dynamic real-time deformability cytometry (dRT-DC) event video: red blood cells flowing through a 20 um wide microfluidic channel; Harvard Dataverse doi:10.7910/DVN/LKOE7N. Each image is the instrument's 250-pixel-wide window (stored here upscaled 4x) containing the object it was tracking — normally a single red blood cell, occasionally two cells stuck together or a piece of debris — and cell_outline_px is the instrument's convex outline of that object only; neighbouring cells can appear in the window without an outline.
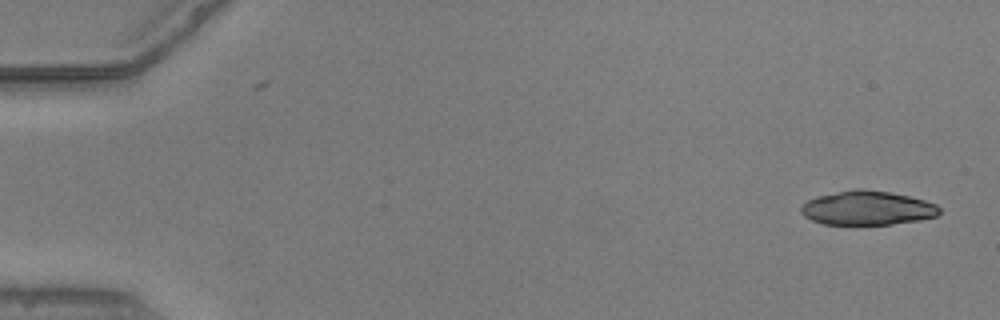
{"species": "common noctule bat (a hibernating species)", "species_latin": "Nyctalus noctula", "temperature_condition": "warm", "stored_images_in_passage": 16, "camera_frame_rate_fps": 3000, "um_per_image_px": 0.085, "animal": {"sex": "male", "body_mass_g": 20.5, "forearm_length_mm": 52.5}, "frame": {"image": 1, "passage_image": 1, "time_ms": 0.0, "image_size_px": [1000, 320], "cell_outline_px": [[940, 212], [936, 216], [916, 220], [892, 224], [824, 224], [812, 220], [804, 216], [800, 212], [800, 208], [808, 200], [816, 196], [856, 188], [864, 188], [888, 192], [908, 196], [924, 200], [936, 204], [940, 208]], "centroid_in_image_um": [73.7, 17.67], "position_along_channel_um": 11.3, "area_um2": 27.34}}
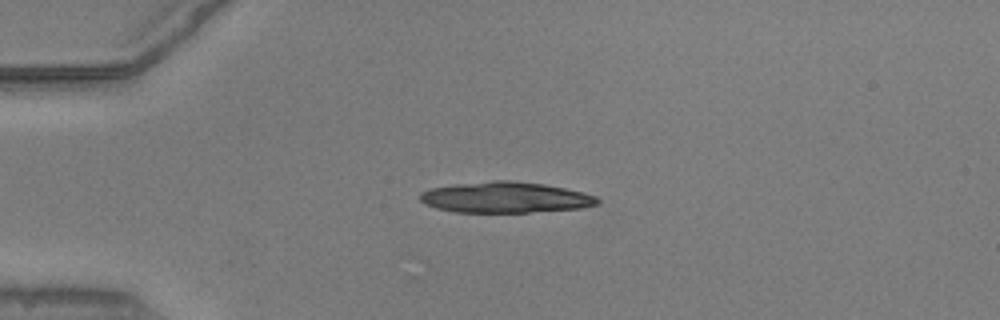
{"frame": {"image": 2, "passage_image": 12, "time_ms": 3.667, "image_size_px": [1000, 320], "cell_outline_px": [[600, 200], [596, 204], [580, 208], [528, 212], [456, 212], [436, 208], [420, 200], [420, 192], [432, 188], [456, 184], [492, 180], [512, 180], [544, 184], [564, 188], [596, 196]], "centroid_in_image_um": [42.94, 16.77], "position_along_channel_um": 42.1, "area_um2": 31.62}}